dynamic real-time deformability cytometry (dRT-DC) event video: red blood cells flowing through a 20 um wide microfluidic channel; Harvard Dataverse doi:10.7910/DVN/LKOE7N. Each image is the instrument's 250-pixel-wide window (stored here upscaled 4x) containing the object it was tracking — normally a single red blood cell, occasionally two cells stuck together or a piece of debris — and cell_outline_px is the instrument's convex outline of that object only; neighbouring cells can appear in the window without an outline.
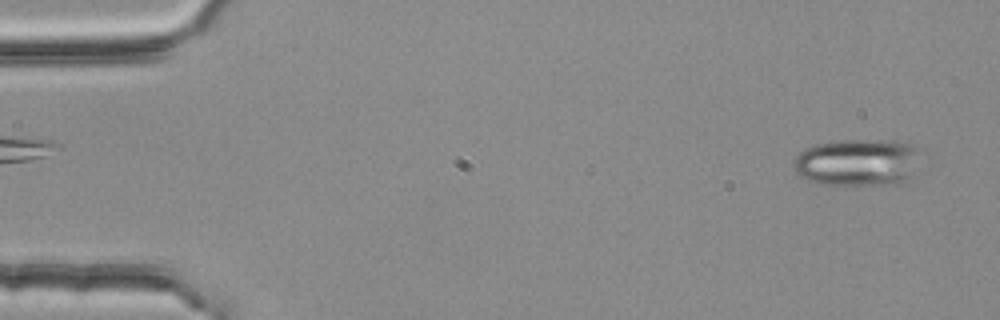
{"species": "common noctule bat (a hibernating species)", "species_latin": "Nyctalus noctula", "temperature_condition": "room temperature", "stored_images_in_passage": 12, "camera_frame_rate_fps": 3000, "um_per_image_px": 0.085, "animal": {"sex": "female", "body_mass_g": 25.1}, "frame": {"image": 1, "passage_image": 1, "time_ms": 0.0, "image_size_px": [1000, 320], "cell_outline_px": [[924, 148], [908, 180], [900, 184], [828, 184], [808, 180], [800, 176], [792, 168], [796, 156], [804, 148], [816, 144], [836, 140], [900, 140]], "centroid_in_image_um": [72.95, 13.77], "position_along_channel_um": 12.1, "area_um2": 35.37}}